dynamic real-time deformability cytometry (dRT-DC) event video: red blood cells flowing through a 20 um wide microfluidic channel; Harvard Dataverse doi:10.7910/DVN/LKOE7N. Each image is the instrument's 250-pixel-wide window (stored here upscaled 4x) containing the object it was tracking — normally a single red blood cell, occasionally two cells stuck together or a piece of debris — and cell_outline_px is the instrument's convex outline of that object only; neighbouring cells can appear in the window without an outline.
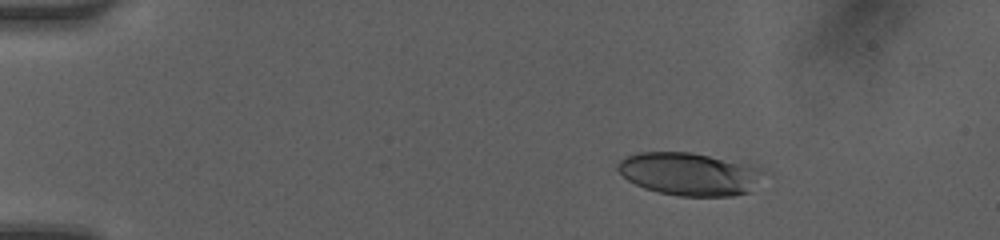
{"species": "human", "species_latin": "Homo sapiens", "temperature_condition": "room temperature", "stored_images_in_passage": 44, "camera_frame_rate_fps": 3000, "um_per_image_px": 0.085, "donor": {"sex": "female"}, "frame": {"image": 1, "passage_image": 3, "time_ms": 0.667, "image_size_px": [1000, 240], "cell_outline_px": [[760, 172], [748, 192], [732, 196], [680, 196], [660, 192], [644, 188], [628, 180], [616, 168], [616, 164], [620, 160], [636, 152], [692, 152], [760, 168]], "centroid_in_image_um": [58.46, 14.78], "position_along_channel_um": 26.5, "area_um2": 35.37}}
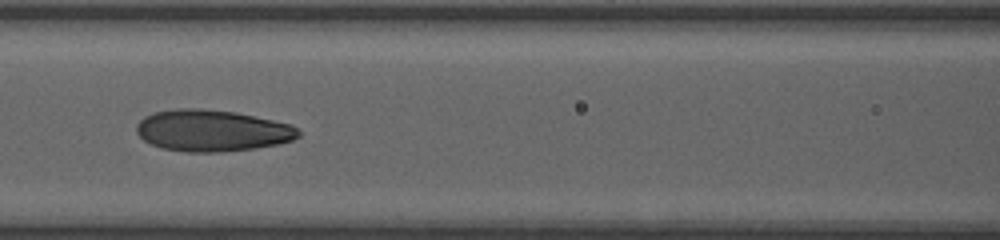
{"frame": {"image": 2, "passage_image": 18, "time_ms": 5.667, "image_size_px": [1000, 240], "cell_outline_px": [[300, 136], [292, 140], [280, 144], [256, 148], [220, 152], [184, 152], [160, 148], [144, 140], [136, 132], [136, 124], [144, 116], [152, 112], [176, 108], [200, 108], [236, 112], [292, 124], [300, 132]], "centroid_in_image_um": [18.01, 11.1], "position_along_channel_um": 148.6, "area_um2": 39.59}}
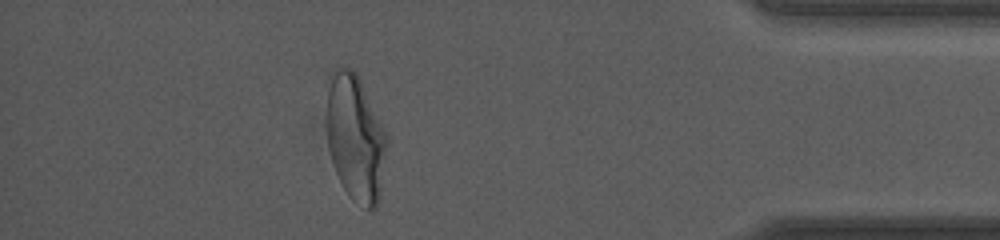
{"frame": {"image": 3, "passage_image": 39, "time_ms": 12.667, "image_size_px": [1000, 240], "cell_outline_px": [[388, 140], [380, 192], [376, 208], [368, 208], [352, 200], [348, 196], [336, 172], [328, 148], [328, 76], [332, 68], [352, 68], [356, 72], [388, 136]], "centroid_in_image_um": [30.21, 11.7], "position_along_channel_um": 405.0, "area_um2": 43.93}, "authors_computed_cell_mechanics": {"area_um2": 38.4081, "velocity_mm_per_s": 4.203, "shape_relaxation_time_tau1_ms": 5.1417, "shape_relaxation_time_tau2_ms": 1.0711, "deformation_change_tau1": 0.2157, "deformation_change_tau2": 0.0795}}